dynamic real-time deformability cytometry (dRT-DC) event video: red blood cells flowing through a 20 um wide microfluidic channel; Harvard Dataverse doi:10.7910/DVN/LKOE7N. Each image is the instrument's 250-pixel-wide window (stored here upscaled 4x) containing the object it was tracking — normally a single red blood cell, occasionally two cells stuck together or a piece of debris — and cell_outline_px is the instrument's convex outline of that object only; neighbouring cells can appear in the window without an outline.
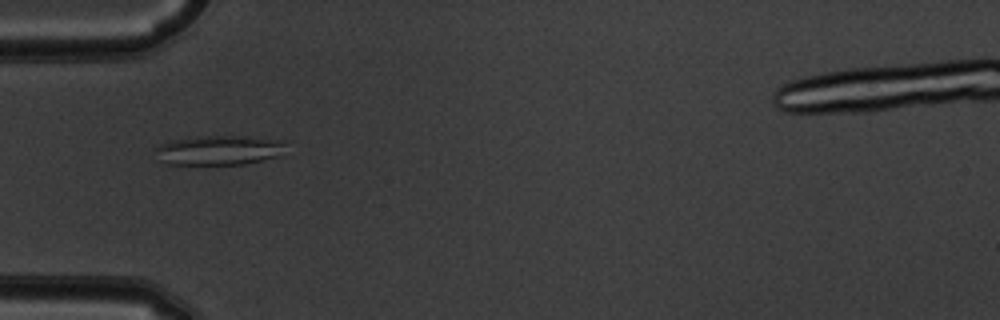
{"species": "common noctule bat (a hibernating species)", "species_latin": "Nyctalus noctula", "temperature_condition": "warm", "stored_images_in_passage": 36, "camera_frame_rate_fps": 3000, "um_per_image_px": 0.085, "animal": {"sex": "male", "body_mass_g": 19.5, "forearm_length_mm": 54.6}, "frame": {"image": 1, "passage_image": 1, "time_ms": 0.0, "image_size_px": [1000, 320], "cell_outline_px": [[284, 156], [244, 164], [168, 164], [160, 160], [156, 148], [160, 144], [168, 140], [200, 136], [248, 136], [284, 140]], "centroid_in_image_um": [18.68, 12.76], "position_along_channel_um": 66.3, "area_um2": 22.72}}
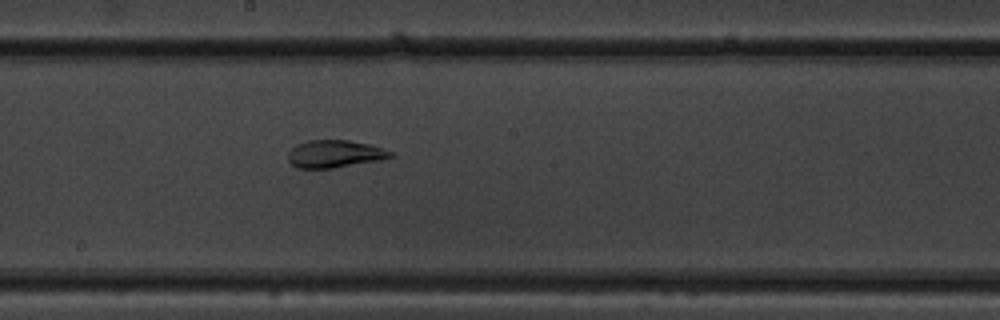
{"frame": {"image": 2, "passage_image": 13, "time_ms": 4.0, "image_size_px": [1000, 320], "cell_outline_px": [[396, 156], [380, 160], [332, 168], [296, 168], [288, 160], [288, 152], [296, 144], [308, 140], [348, 140], [368, 144], [392, 152]], "centroid_in_image_um": [28.43, 13.08], "position_along_channel_um": 219.8, "area_um2": 16.36}}
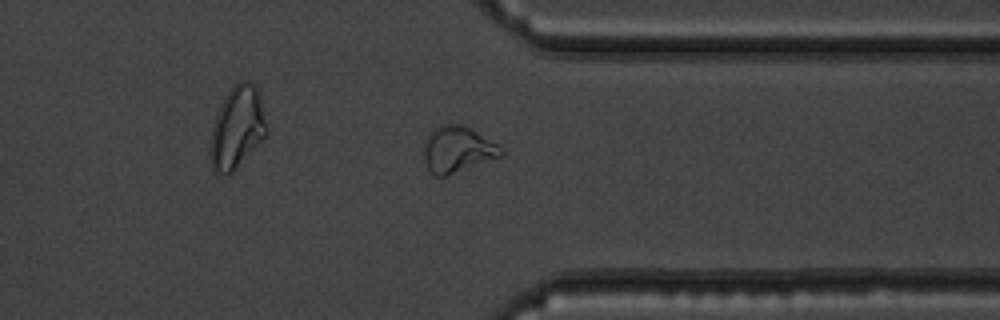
{"frame": {"image": 3, "passage_image": 25, "time_ms": 8.0, "image_size_px": [1000, 320], "cell_outline_px": [[504, 156], [444, 176], [436, 176], [428, 168], [424, 160], [424, 140], [432, 128], [440, 124], [460, 124], [468, 128], [496, 144], [504, 152]], "centroid_in_image_um": [38.85, 12.7], "position_along_channel_um": 372.6, "area_um2": 20.52}, "authors_computed_cell_mechanics": {"area_um2": 17.7446, "velocity_mm_per_s": 3.8529, "shape_relaxation_time_tau1_ms": null, "shape_relaxation_time_tau2_ms": 1.8391, "deformation_change_tau1": null, "deformation_change_tau2": 0.0362}}